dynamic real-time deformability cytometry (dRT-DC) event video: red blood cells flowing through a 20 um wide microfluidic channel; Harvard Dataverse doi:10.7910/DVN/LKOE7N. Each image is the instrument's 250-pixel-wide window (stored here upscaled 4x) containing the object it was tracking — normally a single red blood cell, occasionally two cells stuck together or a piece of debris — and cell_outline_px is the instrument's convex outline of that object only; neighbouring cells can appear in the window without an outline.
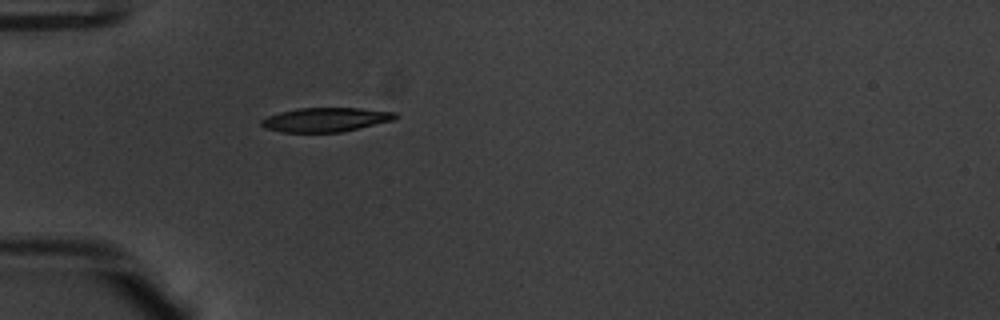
{"species": "common noctule bat (a hibernating species)", "species_latin": "Nyctalus noctula", "temperature_condition": "warm", "stored_images_in_passage": 38, "camera_frame_rate_fps": 3000, "um_per_image_px": 0.085, "animal": {"sex": "male", "body_mass_g": 20.1, "forearm_length_mm": 53.5}, "frame": {"image": 1, "passage_image": 1, "time_ms": 0.0, "image_size_px": [1000, 320], "cell_outline_px": [[396, 116], [392, 120], [340, 132], [280, 132], [264, 128], [260, 124], [260, 120], [268, 116], [280, 112], [300, 108], [360, 108], [396, 112]], "centroid_in_image_um": [27.61, 10.17], "position_along_channel_um": 57.4, "area_um2": 18.61}}
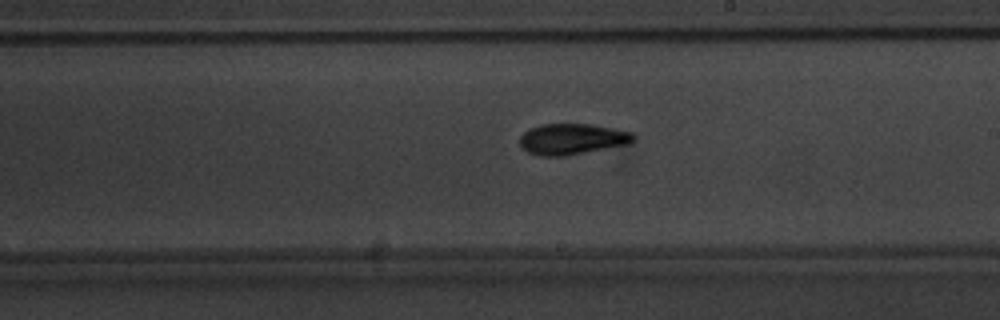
{"frame": {"image": 2, "passage_image": 16, "time_ms": 5.0, "image_size_px": [1000, 320], "cell_outline_px": [[636, 140], [628, 144], [564, 156], [540, 156], [528, 152], [520, 144], [520, 136], [524, 132], [540, 124], [588, 124], [612, 128], [632, 132], [636, 136]], "centroid_in_image_um": [48.65, 11.82], "position_along_channel_um": 240.4, "area_um2": 20.35}}
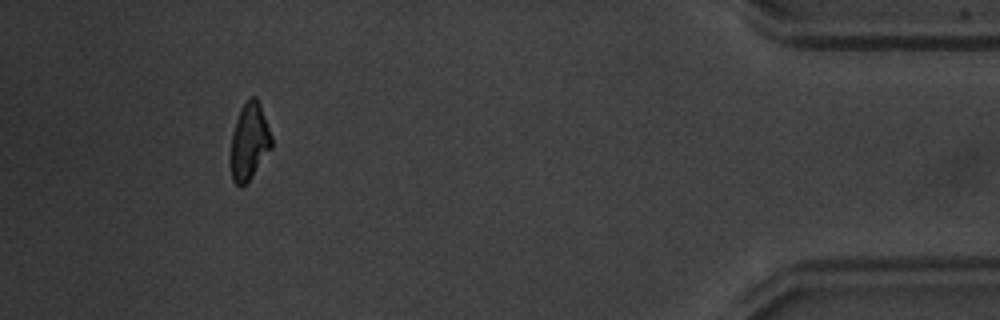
{"frame": {"image": 3, "passage_image": 34, "time_ms": 11.0, "image_size_px": [1000, 320], "cell_outline_px": [[272, 148], [252, 176], [240, 188], [232, 180], [232, 132], [236, 120], [244, 104], [252, 96], [256, 96], [260, 104], [272, 136]], "centroid_in_image_um": [21.22, 12.03], "position_along_channel_um": 414.0, "area_um2": 17.86}, "authors_computed_cell_mechanics": {"area_um2": 19.4786, "velocity_mm_per_s": 3.8193, "shape_relaxation_time_tau1_ms": 3.724, "shape_relaxation_time_tau2_ms": 2.5849, "deformation_change_tau1": 0.1648, "deformation_change_tau2": 0.0851}}